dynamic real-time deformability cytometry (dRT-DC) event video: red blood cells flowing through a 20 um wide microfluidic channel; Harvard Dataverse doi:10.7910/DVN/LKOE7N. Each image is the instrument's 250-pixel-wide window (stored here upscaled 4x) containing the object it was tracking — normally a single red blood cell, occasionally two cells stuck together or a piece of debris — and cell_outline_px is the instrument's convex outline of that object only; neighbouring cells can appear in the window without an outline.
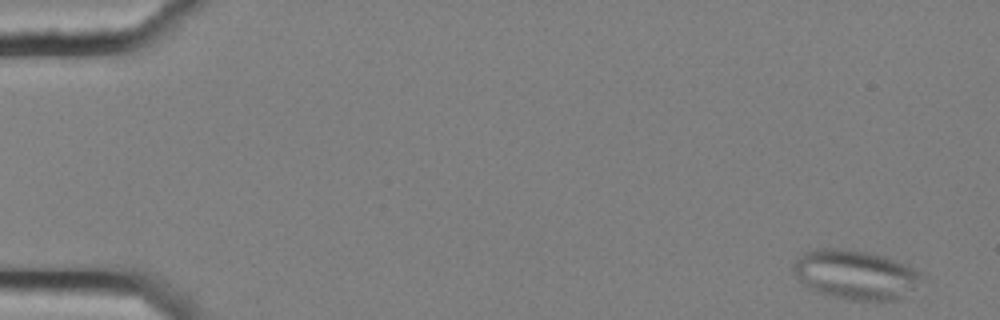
{"species": "common noctule bat (a hibernating species)", "species_latin": "Nyctalus noctula", "temperature_condition": "cold", "stored_images_in_passage": 5, "camera_frame_rate_fps": 3000, "um_per_image_px": 0.085, "animal": {"sex": "female", "body_mass_g": 25.1}, "frame": {"image": 1, "passage_image": 1, "time_ms": 0.0, "image_size_px": [1000, 320], "cell_outline_px": [[924, 276], [900, 300], [848, 300], [816, 292], [808, 288], [792, 272], [792, 264], [804, 252], [816, 248], [832, 248], [868, 252], [884, 256], [904, 264], [920, 272]], "centroid_in_image_um": [72.66, 23.35], "position_along_channel_um": 12.3, "area_um2": 36.65}}